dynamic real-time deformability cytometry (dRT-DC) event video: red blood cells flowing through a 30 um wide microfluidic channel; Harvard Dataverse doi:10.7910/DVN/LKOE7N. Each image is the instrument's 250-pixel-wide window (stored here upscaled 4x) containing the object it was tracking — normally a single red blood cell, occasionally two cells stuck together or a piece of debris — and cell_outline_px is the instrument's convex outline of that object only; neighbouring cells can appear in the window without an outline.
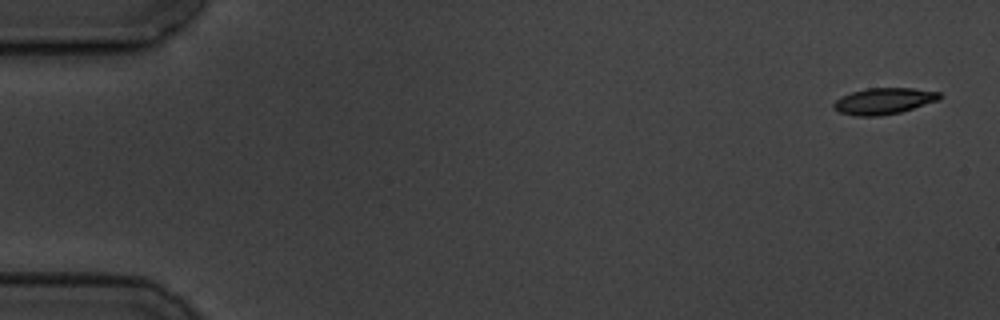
{"species": "common noctule bat (a hibernating species)", "species_latin": "Nyctalus noctula", "temperature_condition": "cold", "stored_images_in_passage": 6, "camera_frame_rate_fps": 3000, "um_per_image_px": 0.085, "animal": {"sex": "male", "body_mass_g": 19.5, "forearm_length_mm": 54.6}, "frame": {"image": 1, "passage_image": 1, "time_ms": 0.0, "image_size_px": [1000, 320], "cell_outline_px": [[944, 96], [940, 100], [900, 112], [880, 116], [856, 116], [840, 112], [832, 108], [832, 104], [840, 96], [852, 92], [868, 88], [912, 88], [940, 92]], "centroid_in_image_um": [75.13, 8.59], "position_along_channel_um": 9.9, "area_um2": 16.36}}